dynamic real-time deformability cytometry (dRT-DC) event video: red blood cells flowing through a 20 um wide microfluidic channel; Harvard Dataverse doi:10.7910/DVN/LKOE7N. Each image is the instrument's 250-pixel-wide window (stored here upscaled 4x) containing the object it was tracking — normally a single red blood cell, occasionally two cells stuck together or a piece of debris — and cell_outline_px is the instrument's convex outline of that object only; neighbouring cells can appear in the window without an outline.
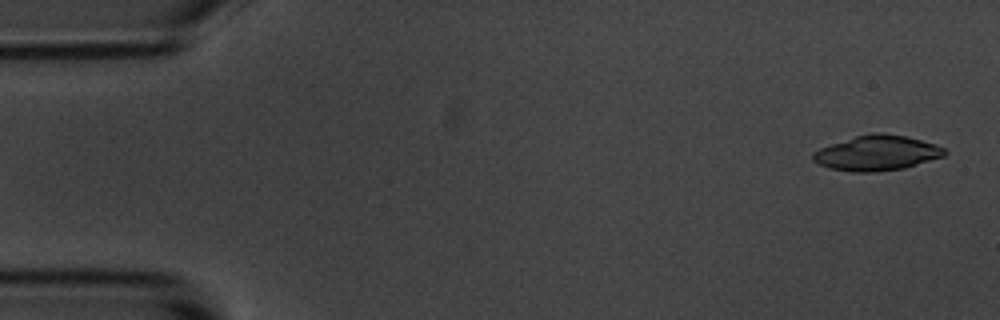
{"species": "common noctule bat (a hibernating species)", "species_latin": "Nyctalus noctula", "temperature_condition": "room temperature", "stored_images_in_passage": 54, "camera_frame_rate_fps": 3000, "um_per_image_px": 0.085, "animal": {"sex": "male", "body_mass_g": 20.1, "forearm_length_mm": 53.5}, "frame": {"image": 1, "passage_image": 2, "time_ms": 0.333, "image_size_px": [1000, 320], "cell_outline_px": [[948, 152], [944, 156], [904, 168], [872, 172], [852, 172], [828, 168], [812, 160], [812, 152], [820, 148], [856, 136], [872, 132], [880, 132], [904, 136], [936, 144], [944, 148]], "centroid_in_image_um": [74.53, 13.01], "position_along_channel_um": 10.5, "area_um2": 26.76}}